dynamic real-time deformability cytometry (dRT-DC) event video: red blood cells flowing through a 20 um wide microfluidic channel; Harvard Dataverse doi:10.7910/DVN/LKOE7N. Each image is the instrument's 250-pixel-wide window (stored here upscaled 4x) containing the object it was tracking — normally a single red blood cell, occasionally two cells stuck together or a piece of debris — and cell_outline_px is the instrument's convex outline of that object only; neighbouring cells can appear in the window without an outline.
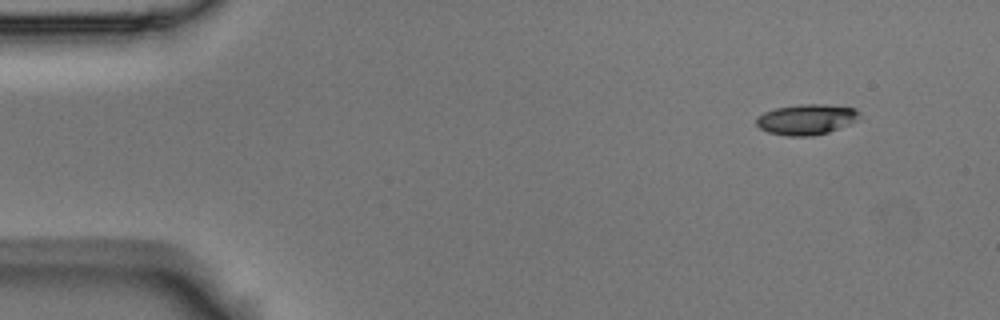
{"species": "Egyptian fruit bat (a non-hibernating species)", "species_latin": "Rousettus aegyptiacus", "temperature_condition": "room temperature", "stored_images_in_passage": 51, "camera_frame_rate_fps": 3000, "um_per_image_px": 0.085, "animal": {"sex": "male"}, "frame": {"image": 1, "passage_image": 1, "time_ms": 0.0, "image_size_px": [1000, 320], "cell_outline_px": [[860, 112], [848, 124], [828, 132], [812, 136], [788, 136], [768, 132], [760, 128], [756, 124], [756, 116], [764, 112], [776, 108], [800, 104], [824, 104], [856, 108]], "centroid_in_image_um": [68.48, 10.14], "position_along_channel_um": 16.5, "area_um2": 18.09}}
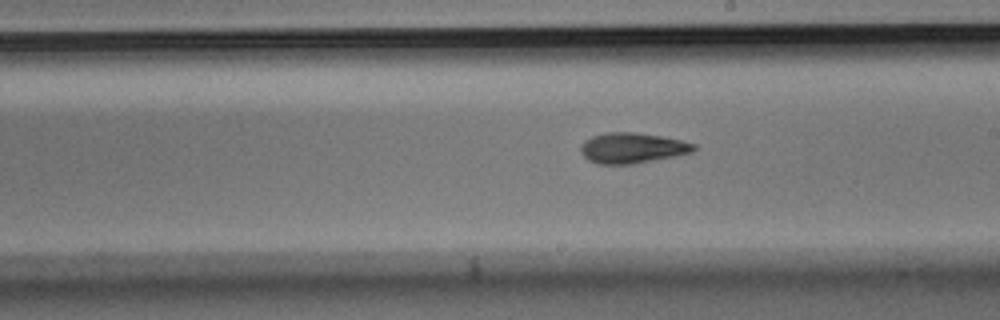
{"frame": {"image": 2, "passage_image": 27, "time_ms": 8.667, "image_size_px": [1000, 320], "cell_outline_px": [[696, 148], [692, 152], [632, 164], [596, 164], [588, 160], [580, 152], [580, 144], [584, 140], [592, 136], [608, 132], [636, 132], [660, 136], [680, 140], [696, 144]], "centroid_in_image_um": [53.68, 12.57], "position_along_channel_um": 235.3, "area_um2": 20.0}}
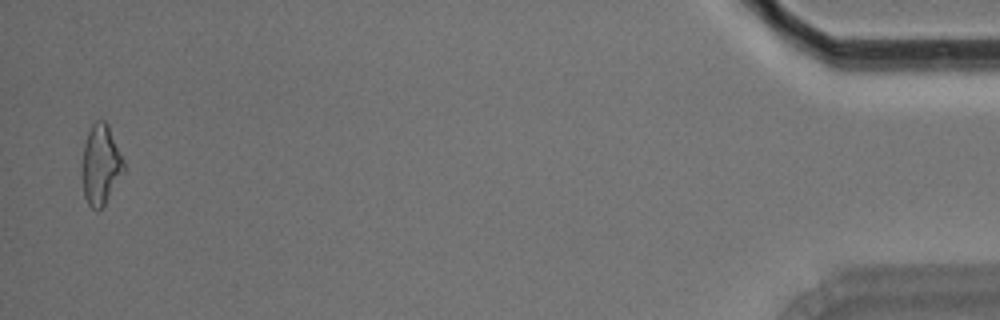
{"frame": {"image": 3, "passage_image": 50, "time_ms": 16.333, "image_size_px": [1000, 320], "cell_outline_px": [[124, 172], [104, 204], [96, 212], [88, 204], [84, 196], [80, 176], [80, 164], [84, 144], [88, 132], [92, 124], [96, 120], [104, 120], [108, 124], [124, 160]], "centroid_in_image_um": [8.52, 14.0], "position_along_channel_um": 426.7, "area_um2": 19.83}, "authors_computed_cell_mechanics": {"area_um2": 19.1318, "velocity_mm_per_s": 3.6581, "shape_relaxation_time_tau1_ms": 5.146, "shape_relaxation_time_tau2_ms": 4.0932, "deformation_change_tau1": 0.1612, "deformation_change_tau2": 0.1254}}